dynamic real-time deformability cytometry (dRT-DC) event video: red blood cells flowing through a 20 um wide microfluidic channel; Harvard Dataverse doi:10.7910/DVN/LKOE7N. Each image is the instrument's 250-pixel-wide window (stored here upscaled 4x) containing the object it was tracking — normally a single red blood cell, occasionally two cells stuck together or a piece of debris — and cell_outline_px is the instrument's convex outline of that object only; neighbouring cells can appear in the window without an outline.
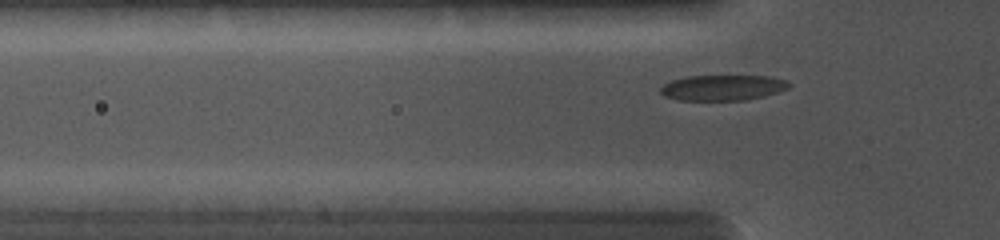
{"species": "common noctule bat (a hibernating species)", "species_latin": "Nyctalus noctula", "temperature_condition": "cold", "stored_images_in_passage": 36, "camera_frame_rate_fps": 5000, "um_per_image_px": 0.085, "animal": {"sex": "female", "body_mass_g": 19.0, "forearm_length_mm": 56.7}, "frame": {"image": 1, "passage_image": 11, "time_ms": 2.4, "image_size_px": [1000, 240], "cell_outline_px": [[792, 84], [788, 88], [780, 92], [764, 96], [744, 100], [680, 100], [664, 96], [660, 92], [660, 88], [664, 84], [672, 80], [688, 76], [772, 76], [788, 80]], "centroid_in_image_um": [61.48, 7.45], "position_along_channel_um": 64.3, "area_um2": 19.25}}
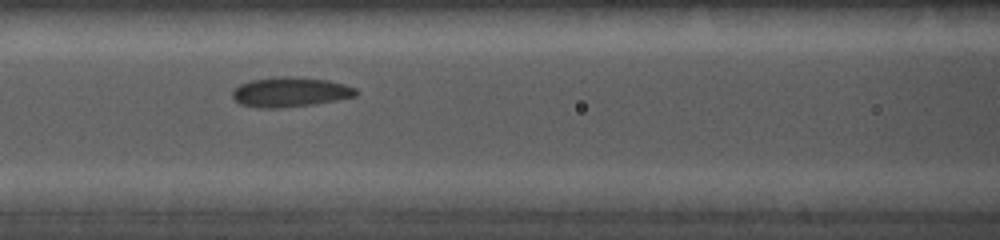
{"frame": {"image": 2, "passage_image": 19, "time_ms": 4.2, "image_size_px": [1000, 240], "cell_outline_px": [[356, 96], [316, 104], [280, 108], [256, 108], [240, 104], [232, 96], [232, 92], [240, 84], [252, 80], [280, 76], [300, 76], [328, 80], [344, 84], [356, 88]], "centroid_in_image_um": [24.67, 7.82], "position_along_channel_um": 141.9, "area_um2": 21.56}}
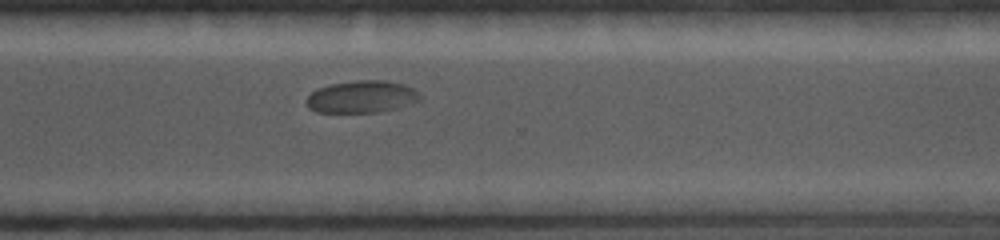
{"frame": {"image": 3, "passage_image": 36, "time_ms": 8.8, "image_size_px": [1000, 240], "cell_outline_px": [[420, 100], [396, 108], [380, 112], [316, 112], [308, 108], [308, 96], [312, 92], [320, 88], [332, 84], [356, 80], [384, 80], [404, 84], [412, 88], [420, 96]], "centroid_in_image_um": [30.75, 8.22], "position_along_channel_um": 339.9, "area_um2": 20.98}}